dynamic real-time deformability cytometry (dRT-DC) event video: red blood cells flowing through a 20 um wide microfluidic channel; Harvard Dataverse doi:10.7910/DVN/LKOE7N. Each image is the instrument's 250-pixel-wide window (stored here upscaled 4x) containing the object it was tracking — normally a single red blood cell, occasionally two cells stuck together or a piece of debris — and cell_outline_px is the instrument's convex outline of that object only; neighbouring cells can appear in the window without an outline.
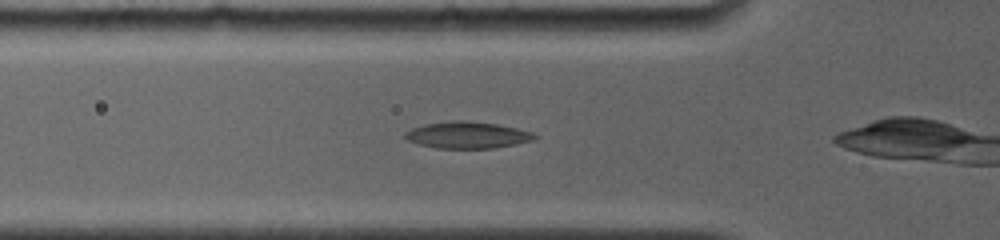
{"species": "common noctule bat (a hibernating species)", "species_latin": "Nyctalus noctula", "temperature_condition": "room temperature", "stored_images_in_passage": 5, "camera_frame_rate_fps": 4000, "um_per_image_px": 0.085, "animal": {"sex": "female", "body_mass_g": 19.0, "forearm_length_mm": 56.7}, "frame": {"image": 1, "passage_image": 2, "time_ms": 0.5, "image_size_px": [1000, 240], "cell_outline_px": [[540, 136], [536, 140], [496, 148], [436, 148], [420, 144], [408, 140], [404, 136], [404, 132], [412, 128], [424, 124], [452, 120], [468, 120], [496, 124], [516, 128], [532, 132]], "centroid_in_image_um": [39.76, 11.47], "position_along_channel_um": 86.0, "area_um2": 20.29}}